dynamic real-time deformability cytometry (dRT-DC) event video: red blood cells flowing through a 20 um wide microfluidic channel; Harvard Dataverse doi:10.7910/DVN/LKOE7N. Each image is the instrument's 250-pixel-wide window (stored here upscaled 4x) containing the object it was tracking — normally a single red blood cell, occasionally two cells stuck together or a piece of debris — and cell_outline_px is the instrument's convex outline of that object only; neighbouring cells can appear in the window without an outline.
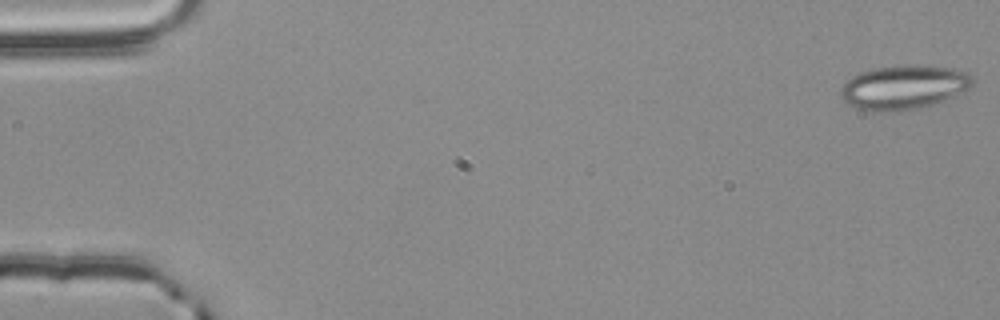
{"species": "common noctule bat (a hibernating species)", "species_latin": "Nyctalus noctula", "temperature_condition": "room temperature", "stored_images_in_passage": 55, "camera_frame_rate_fps": 3000, "um_per_image_px": 0.085, "animal": {"sex": "male", "body_mass_g": 20.4}, "frame": {"image": 1, "passage_image": 1, "time_ms": 0.0, "image_size_px": [1000, 320], "cell_outline_px": [[972, 84], [968, 88], [952, 96], [916, 108], [900, 112], [868, 112], [856, 108], [848, 104], [840, 96], [840, 92], [844, 84], [852, 76], [860, 72], [872, 68], [900, 64], [924, 64], [956, 68], [968, 72], [972, 76]], "centroid_in_image_um": [76.77, 7.39], "position_along_channel_um": 8.2, "area_um2": 34.28}}
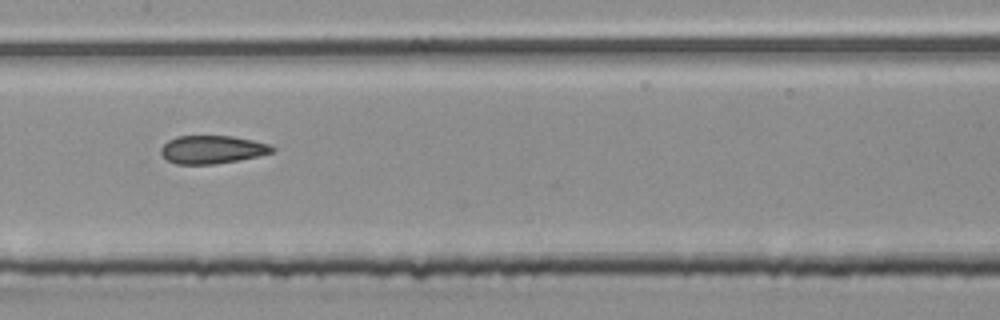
{"frame": {"image": 2, "passage_image": 28, "time_ms": 9.0, "image_size_px": [1000, 320], "cell_outline_px": [[276, 148], [272, 152], [260, 156], [240, 160], [212, 164], [176, 164], [168, 160], [160, 152], [160, 148], [168, 140], [176, 136], [232, 136], [252, 140], [268, 144]], "centroid_in_image_um": [18.04, 12.71], "position_along_channel_um": 189.4, "area_um2": 18.21}}
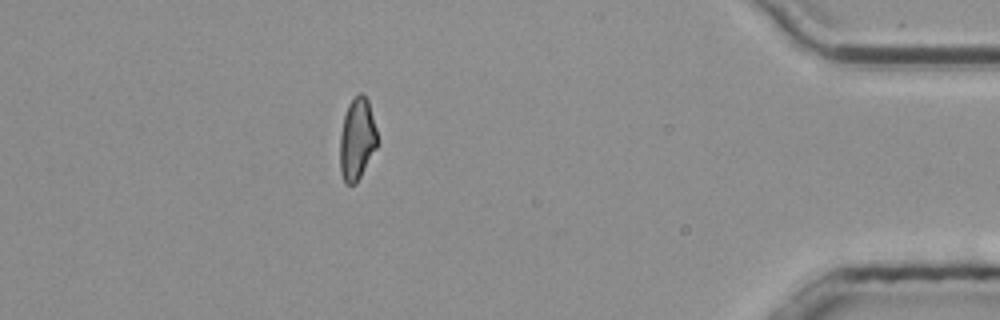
{"frame": {"image": 3, "passage_image": 49, "time_ms": 16.0, "image_size_px": [1000, 320], "cell_outline_px": [[380, 144], [356, 184], [344, 184], [340, 172], [340, 132], [344, 116], [348, 104], [360, 92], [368, 100], [380, 140]], "centroid_in_image_um": [30.37, 11.87], "position_along_channel_um": 404.8, "area_um2": 18.32}, "authors_computed_cell_mechanics": {"area_um2": 18.9006, "velocity_mm_per_s": 3.7848, "shape_relaxation_time_tau1_ms": null, "shape_relaxation_time_tau2_ms": 3.0065, "deformation_change_tau1": null, "deformation_change_tau2": 0.1243}}